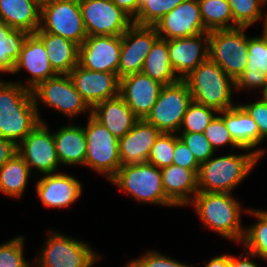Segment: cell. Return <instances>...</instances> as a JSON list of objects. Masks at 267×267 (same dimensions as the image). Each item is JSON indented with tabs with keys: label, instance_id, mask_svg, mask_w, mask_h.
Here are the masks:
<instances>
[{
	"label": "cell",
	"instance_id": "1",
	"mask_svg": "<svg viewBox=\"0 0 267 267\" xmlns=\"http://www.w3.org/2000/svg\"><path fill=\"white\" fill-rule=\"evenodd\" d=\"M39 123L32 91L0 77V136L17 146Z\"/></svg>",
	"mask_w": 267,
	"mask_h": 267
},
{
	"label": "cell",
	"instance_id": "2",
	"mask_svg": "<svg viewBox=\"0 0 267 267\" xmlns=\"http://www.w3.org/2000/svg\"><path fill=\"white\" fill-rule=\"evenodd\" d=\"M248 153L210 157L200 164L198 172L199 192L232 193L249 176L265 150L257 148Z\"/></svg>",
	"mask_w": 267,
	"mask_h": 267
},
{
	"label": "cell",
	"instance_id": "3",
	"mask_svg": "<svg viewBox=\"0 0 267 267\" xmlns=\"http://www.w3.org/2000/svg\"><path fill=\"white\" fill-rule=\"evenodd\" d=\"M193 205L203 226L225 239L240 243L245 226L241 224L243 207L232 193L198 192Z\"/></svg>",
	"mask_w": 267,
	"mask_h": 267
},
{
	"label": "cell",
	"instance_id": "4",
	"mask_svg": "<svg viewBox=\"0 0 267 267\" xmlns=\"http://www.w3.org/2000/svg\"><path fill=\"white\" fill-rule=\"evenodd\" d=\"M190 90L192 101L205 106L224 111L235 106L232 93L235 80L209 58L199 64L183 79Z\"/></svg>",
	"mask_w": 267,
	"mask_h": 267
},
{
	"label": "cell",
	"instance_id": "5",
	"mask_svg": "<svg viewBox=\"0 0 267 267\" xmlns=\"http://www.w3.org/2000/svg\"><path fill=\"white\" fill-rule=\"evenodd\" d=\"M109 182L140 203L175 207L165 195L161 170L148 162L122 165Z\"/></svg>",
	"mask_w": 267,
	"mask_h": 267
},
{
	"label": "cell",
	"instance_id": "6",
	"mask_svg": "<svg viewBox=\"0 0 267 267\" xmlns=\"http://www.w3.org/2000/svg\"><path fill=\"white\" fill-rule=\"evenodd\" d=\"M48 234L32 267H93L102 259L85 241L51 230Z\"/></svg>",
	"mask_w": 267,
	"mask_h": 267
},
{
	"label": "cell",
	"instance_id": "7",
	"mask_svg": "<svg viewBox=\"0 0 267 267\" xmlns=\"http://www.w3.org/2000/svg\"><path fill=\"white\" fill-rule=\"evenodd\" d=\"M248 27L214 30L209 32V59L236 80L248 62Z\"/></svg>",
	"mask_w": 267,
	"mask_h": 267
},
{
	"label": "cell",
	"instance_id": "8",
	"mask_svg": "<svg viewBox=\"0 0 267 267\" xmlns=\"http://www.w3.org/2000/svg\"><path fill=\"white\" fill-rule=\"evenodd\" d=\"M84 126L87 151L85 166L103 174L110 180L121 167L119 139L99 123L91 113Z\"/></svg>",
	"mask_w": 267,
	"mask_h": 267
},
{
	"label": "cell",
	"instance_id": "9",
	"mask_svg": "<svg viewBox=\"0 0 267 267\" xmlns=\"http://www.w3.org/2000/svg\"><path fill=\"white\" fill-rule=\"evenodd\" d=\"M31 91L40 122L44 121L38 112L39 101L47 107L66 114L71 121L78 114L87 113V110L91 113V108L76 90L69 74H58L49 78Z\"/></svg>",
	"mask_w": 267,
	"mask_h": 267
},
{
	"label": "cell",
	"instance_id": "10",
	"mask_svg": "<svg viewBox=\"0 0 267 267\" xmlns=\"http://www.w3.org/2000/svg\"><path fill=\"white\" fill-rule=\"evenodd\" d=\"M37 31L61 36L80 46L88 35L79 0H51L41 5L40 27Z\"/></svg>",
	"mask_w": 267,
	"mask_h": 267
},
{
	"label": "cell",
	"instance_id": "11",
	"mask_svg": "<svg viewBox=\"0 0 267 267\" xmlns=\"http://www.w3.org/2000/svg\"><path fill=\"white\" fill-rule=\"evenodd\" d=\"M192 96L184 80L164 85L150 113L144 119L161 133H177Z\"/></svg>",
	"mask_w": 267,
	"mask_h": 267
},
{
	"label": "cell",
	"instance_id": "12",
	"mask_svg": "<svg viewBox=\"0 0 267 267\" xmlns=\"http://www.w3.org/2000/svg\"><path fill=\"white\" fill-rule=\"evenodd\" d=\"M79 6L88 36L122 35L133 24L111 0H79Z\"/></svg>",
	"mask_w": 267,
	"mask_h": 267
},
{
	"label": "cell",
	"instance_id": "13",
	"mask_svg": "<svg viewBox=\"0 0 267 267\" xmlns=\"http://www.w3.org/2000/svg\"><path fill=\"white\" fill-rule=\"evenodd\" d=\"M17 153L23 158L30 171L42 174L57 173L60 165L52 131L46 122H40L27 137L17 145Z\"/></svg>",
	"mask_w": 267,
	"mask_h": 267
},
{
	"label": "cell",
	"instance_id": "14",
	"mask_svg": "<svg viewBox=\"0 0 267 267\" xmlns=\"http://www.w3.org/2000/svg\"><path fill=\"white\" fill-rule=\"evenodd\" d=\"M159 38L154 26L132 24L121 35L118 77L142 72L147 54Z\"/></svg>",
	"mask_w": 267,
	"mask_h": 267
},
{
	"label": "cell",
	"instance_id": "15",
	"mask_svg": "<svg viewBox=\"0 0 267 267\" xmlns=\"http://www.w3.org/2000/svg\"><path fill=\"white\" fill-rule=\"evenodd\" d=\"M121 35L87 36L79 46V65L83 68L118 75Z\"/></svg>",
	"mask_w": 267,
	"mask_h": 267
},
{
	"label": "cell",
	"instance_id": "16",
	"mask_svg": "<svg viewBox=\"0 0 267 267\" xmlns=\"http://www.w3.org/2000/svg\"><path fill=\"white\" fill-rule=\"evenodd\" d=\"M160 38L170 40L208 32L203 24L198 0H184L154 25Z\"/></svg>",
	"mask_w": 267,
	"mask_h": 267
},
{
	"label": "cell",
	"instance_id": "17",
	"mask_svg": "<svg viewBox=\"0 0 267 267\" xmlns=\"http://www.w3.org/2000/svg\"><path fill=\"white\" fill-rule=\"evenodd\" d=\"M69 76L91 109L100 102L119 96L120 78L117 74L92 71L78 64Z\"/></svg>",
	"mask_w": 267,
	"mask_h": 267
},
{
	"label": "cell",
	"instance_id": "18",
	"mask_svg": "<svg viewBox=\"0 0 267 267\" xmlns=\"http://www.w3.org/2000/svg\"><path fill=\"white\" fill-rule=\"evenodd\" d=\"M167 42L172 69L180 80L209 58V32Z\"/></svg>",
	"mask_w": 267,
	"mask_h": 267
},
{
	"label": "cell",
	"instance_id": "19",
	"mask_svg": "<svg viewBox=\"0 0 267 267\" xmlns=\"http://www.w3.org/2000/svg\"><path fill=\"white\" fill-rule=\"evenodd\" d=\"M47 55L42 40L35 33H29L12 72V74L21 73V70L25 69L30 73L31 76L25 83L18 81L23 87L32 90L39 83L58 75Z\"/></svg>",
	"mask_w": 267,
	"mask_h": 267
},
{
	"label": "cell",
	"instance_id": "20",
	"mask_svg": "<svg viewBox=\"0 0 267 267\" xmlns=\"http://www.w3.org/2000/svg\"><path fill=\"white\" fill-rule=\"evenodd\" d=\"M163 86L142 72L129 74L120 79L119 96L138 119H145Z\"/></svg>",
	"mask_w": 267,
	"mask_h": 267
},
{
	"label": "cell",
	"instance_id": "21",
	"mask_svg": "<svg viewBox=\"0 0 267 267\" xmlns=\"http://www.w3.org/2000/svg\"><path fill=\"white\" fill-rule=\"evenodd\" d=\"M40 201L48 208H67L82 195V182L68 174H44L36 182Z\"/></svg>",
	"mask_w": 267,
	"mask_h": 267
},
{
	"label": "cell",
	"instance_id": "22",
	"mask_svg": "<svg viewBox=\"0 0 267 267\" xmlns=\"http://www.w3.org/2000/svg\"><path fill=\"white\" fill-rule=\"evenodd\" d=\"M161 132L144 119L119 139V157L122 165L146 163L153 144Z\"/></svg>",
	"mask_w": 267,
	"mask_h": 267
},
{
	"label": "cell",
	"instance_id": "23",
	"mask_svg": "<svg viewBox=\"0 0 267 267\" xmlns=\"http://www.w3.org/2000/svg\"><path fill=\"white\" fill-rule=\"evenodd\" d=\"M160 170L166 197L176 207L189 205L195 195L199 192V170H189L174 164Z\"/></svg>",
	"mask_w": 267,
	"mask_h": 267
},
{
	"label": "cell",
	"instance_id": "24",
	"mask_svg": "<svg viewBox=\"0 0 267 267\" xmlns=\"http://www.w3.org/2000/svg\"><path fill=\"white\" fill-rule=\"evenodd\" d=\"M91 115L118 139L139 120L120 96L96 104L91 109Z\"/></svg>",
	"mask_w": 267,
	"mask_h": 267
},
{
	"label": "cell",
	"instance_id": "25",
	"mask_svg": "<svg viewBox=\"0 0 267 267\" xmlns=\"http://www.w3.org/2000/svg\"><path fill=\"white\" fill-rule=\"evenodd\" d=\"M71 124L68 123L53 132L59 163L65 166H85L87 143L84 127Z\"/></svg>",
	"mask_w": 267,
	"mask_h": 267
},
{
	"label": "cell",
	"instance_id": "26",
	"mask_svg": "<svg viewBox=\"0 0 267 267\" xmlns=\"http://www.w3.org/2000/svg\"><path fill=\"white\" fill-rule=\"evenodd\" d=\"M35 34L42 40L49 62L58 74H69L79 64L78 44L44 31H36Z\"/></svg>",
	"mask_w": 267,
	"mask_h": 267
},
{
	"label": "cell",
	"instance_id": "27",
	"mask_svg": "<svg viewBox=\"0 0 267 267\" xmlns=\"http://www.w3.org/2000/svg\"><path fill=\"white\" fill-rule=\"evenodd\" d=\"M40 15L41 6L34 0H0V17L11 28L35 33Z\"/></svg>",
	"mask_w": 267,
	"mask_h": 267
},
{
	"label": "cell",
	"instance_id": "28",
	"mask_svg": "<svg viewBox=\"0 0 267 267\" xmlns=\"http://www.w3.org/2000/svg\"><path fill=\"white\" fill-rule=\"evenodd\" d=\"M218 114L224 119L233 140L241 148L253 150L258 146V126L238 103Z\"/></svg>",
	"mask_w": 267,
	"mask_h": 267
},
{
	"label": "cell",
	"instance_id": "29",
	"mask_svg": "<svg viewBox=\"0 0 267 267\" xmlns=\"http://www.w3.org/2000/svg\"><path fill=\"white\" fill-rule=\"evenodd\" d=\"M142 73L163 85H171L180 80L172 69L166 39L159 37L154 42L146 56Z\"/></svg>",
	"mask_w": 267,
	"mask_h": 267
},
{
	"label": "cell",
	"instance_id": "30",
	"mask_svg": "<svg viewBox=\"0 0 267 267\" xmlns=\"http://www.w3.org/2000/svg\"><path fill=\"white\" fill-rule=\"evenodd\" d=\"M31 171L23 158L16 153L0 168V192L20 199L24 194Z\"/></svg>",
	"mask_w": 267,
	"mask_h": 267
},
{
	"label": "cell",
	"instance_id": "31",
	"mask_svg": "<svg viewBox=\"0 0 267 267\" xmlns=\"http://www.w3.org/2000/svg\"><path fill=\"white\" fill-rule=\"evenodd\" d=\"M28 32L8 26L0 17V72L12 73Z\"/></svg>",
	"mask_w": 267,
	"mask_h": 267
},
{
	"label": "cell",
	"instance_id": "32",
	"mask_svg": "<svg viewBox=\"0 0 267 267\" xmlns=\"http://www.w3.org/2000/svg\"><path fill=\"white\" fill-rule=\"evenodd\" d=\"M198 3L204 27L208 32L238 28L233 21L228 0H198Z\"/></svg>",
	"mask_w": 267,
	"mask_h": 267
},
{
	"label": "cell",
	"instance_id": "33",
	"mask_svg": "<svg viewBox=\"0 0 267 267\" xmlns=\"http://www.w3.org/2000/svg\"><path fill=\"white\" fill-rule=\"evenodd\" d=\"M244 212L255 216L257 221L245 228L241 243L245 250L267 261V211L247 208Z\"/></svg>",
	"mask_w": 267,
	"mask_h": 267
},
{
	"label": "cell",
	"instance_id": "34",
	"mask_svg": "<svg viewBox=\"0 0 267 267\" xmlns=\"http://www.w3.org/2000/svg\"><path fill=\"white\" fill-rule=\"evenodd\" d=\"M184 0H138V14L133 23L154 26L159 20L181 4Z\"/></svg>",
	"mask_w": 267,
	"mask_h": 267
},
{
	"label": "cell",
	"instance_id": "35",
	"mask_svg": "<svg viewBox=\"0 0 267 267\" xmlns=\"http://www.w3.org/2000/svg\"><path fill=\"white\" fill-rule=\"evenodd\" d=\"M218 111L212 107L192 101L183 117L179 133H204Z\"/></svg>",
	"mask_w": 267,
	"mask_h": 267
},
{
	"label": "cell",
	"instance_id": "36",
	"mask_svg": "<svg viewBox=\"0 0 267 267\" xmlns=\"http://www.w3.org/2000/svg\"><path fill=\"white\" fill-rule=\"evenodd\" d=\"M233 21L238 27H250L263 19V9L267 0H228Z\"/></svg>",
	"mask_w": 267,
	"mask_h": 267
},
{
	"label": "cell",
	"instance_id": "37",
	"mask_svg": "<svg viewBox=\"0 0 267 267\" xmlns=\"http://www.w3.org/2000/svg\"><path fill=\"white\" fill-rule=\"evenodd\" d=\"M177 133H161L153 144L147 162L159 169L173 164Z\"/></svg>",
	"mask_w": 267,
	"mask_h": 267
},
{
	"label": "cell",
	"instance_id": "38",
	"mask_svg": "<svg viewBox=\"0 0 267 267\" xmlns=\"http://www.w3.org/2000/svg\"><path fill=\"white\" fill-rule=\"evenodd\" d=\"M24 236L20 235L0 244V267H31L24 257Z\"/></svg>",
	"mask_w": 267,
	"mask_h": 267
},
{
	"label": "cell",
	"instance_id": "39",
	"mask_svg": "<svg viewBox=\"0 0 267 267\" xmlns=\"http://www.w3.org/2000/svg\"><path fill=\"white\" fill-rule=\"evenodd\" d=\"M204 135L207 138V140L210 142L214 151L220 147H225L226 145H230L232 147V151L234 148H237L238 150L247 151V149L241 148L233 140L230 132L227 129L224 119L218 114L215 116V118L210 122L208 127L205 129Z\"/></svg>",
	"mask_w": 267,
	"mask_h": 267
},
{
	"label": "cell",
	"instance_id": "40",
	"mask_svg": "<svg viewBox=\"0 0 267 267\" xmlns=\"http://www.w3.org/2000/svg\"><path fill=\"white\" fill-rule=\"evenodd\" d=\"M178 137L188 147L199 164L215 155L214 149L204 133H180Z\"/></svg>",
	"mask_w": 267,
	"mask_h": 267
},
{
	"label": "cell",
	"instance_id": "41",
	"mask_svg": "<svg viewBox=\"0 0 267 267\" xmlns=\"http://www.w3.org/2000/svg\"><path fill=\"white\" fill-rule=\"evenodd\" d=\"M267 73V45L261 36L248 37V62L245 70Z\"/></svg>",
	"mask_w": 267,
	"mask_h": 267
},
{
	"label": "cell",
	"instance_id": "42",
	"mask_svg": "<svg viewBox=\"0 0 267 267\" xmlns=\"http://www.w3.org/2000/svg\"><path fill=\"white\" fill-rule=\"evenodd\" d=\"M145 253L141 257L132 259L124 267H194L154 250Z\"/></svg>",
	"mask_w": 267,
	"mask_h": 267
},
{
	"label": "cell",
	"instance_id": "43",
	"mask_svg": "<svg viewBox=\"0 0 267 267\" xmlns=\"http://www.w3.org/2000/svg\"><path fill=\"white\" fill-rule=\"evenodd\" d=\"M249 114L258 126V146L261 141L267 139V102L262 99L250 102L249 104H239Z\"/></svg>",
	"mask_w": 267,
	"mask_h": 267
},
{
	"label": "cell",
	"instance_id": "44",
	"mask_svg": "<svg viewBox=\"0 0 267 267\" xmlns=\"http://www.w3.org/2000/svg\"><path fill=\"white\" fill-rule=\"evenodd\" d=\"M267 83V73L258 70V72L252 70H244V72L238 76L235 80V89L238 91L242 90H255V89H264L265 84Z\"/></svg>",
	"mask_w": 267,
	"mask_h": 267
},
{
	"label": "cell",
	"instance_id": "45",
	"mask_svg": "<svg viewBox=\"0 0 267 267\" xmlns=\"http://www.w3.org/2000/svg\"><path fill=\"white\" fill-rule=\"evenodd\" d=\"M173 164L189 170L200 169V164L180 138L175 142Z\"/></svg>",
	"mask_w": 267,
	"mask_h": 267
},
{
	"label": "cell",
	"instance_id": "46",
	"mask_svg": "<svg viewBox=\"0 0 267 267\" xmlns=\"http://www.w3.org/2000/svg\"><path fill=\"white\" fill-rule=\"evenodd\" d=\"M17 153V146L0 136V168Z\"/></svg>",
	"mask_w": 267,
	"mask_h": 267
},
{
	"label": "cell",
	"instance_id": "47",
	"mask_svg": "<svg viewBox=\"0 0 267 267\" xmlns=\"http://www.w3.org/2000/svg\"><path fill=\"white\" fill-rule=\"evenodd\" d=\"M243 253L246 255L245 258H243ZM243 253L238 257L231 255V267H259L254 260H251L255 259L257 256L247 250H244Z\"/></svg>",
	"mask_w": 267,
	"mask_h": 267
},
{
	"label": "cell",
	"instance_id": "48",
	"mask_svg": "<svg viewBox=\"0 0 267 267\" xmlns=\"http://www.w3.org/2000/svg\"><path fill=\"white\" fill-rule=\"evenodd\" d=\"M119 9L134 19L138 14V0H111Z\"/></svg>",
	"mask_w": 267,
	"mask_h": 267
},
{
	"label": "cell",
	"instance_id": "49",
	"mask_svg": "<svg viewBox=\"0 0 267 267\" xmlns=\"http://www.w3.org/2000/svg\"><path fill=\"white\" fill-rule=\"evenodd\" d=\"M205 267H231V255L222 254L214 256L205 263Z\"/></svg>",
	"mask_w": 267,
	"mask_h": 267
},
{
	"label": "cell",
	"instance_id": "50",
	"mask_svg": "<svg viewBox=\"0 0 267 267\" xmlns=\"http://www.w3.org/2000/svg\"><path fill=\"white\" fill-rule=\"evenodd\" d=\"M266 14V15H265ZM264 14V25H263V35H261V37L263 38V40L265 41L266 45H267V12H265Z\"/></svg>",
	"mask_w": 267,
	"mask_h": 267
},
{
	"label": "cell",
	"instance_id": "51",
	"mask_svg": "<svg viewBox=\"0 0 267 267\" xmlns=\"http://www.w3.org/2000/svg\"><path fill=\"white\" fill-rule=\"evenodd\" d=\"M263 92H262V100L263 101H265V102H267V83L265 84V87H264V89L262 90Z\"/></svg>",
	"mask_w": 267,
	"mask_h": 267
},
{
	"label": "cell",
	"instance_id": "52",
	"mask_svg": "<svg viewBox=\"0 0 267 267\" xmlns=\"http://www.w3.org/2000/svg\"><path fill=\"white\" fill-rule=\"evenodd\" d=\"M34 1H36L41 6V5L45 4V3H48L51 0H34Z\"/></svg>",
	"mask_w": 267,
	"mask_h": 267
}]
</instances>
